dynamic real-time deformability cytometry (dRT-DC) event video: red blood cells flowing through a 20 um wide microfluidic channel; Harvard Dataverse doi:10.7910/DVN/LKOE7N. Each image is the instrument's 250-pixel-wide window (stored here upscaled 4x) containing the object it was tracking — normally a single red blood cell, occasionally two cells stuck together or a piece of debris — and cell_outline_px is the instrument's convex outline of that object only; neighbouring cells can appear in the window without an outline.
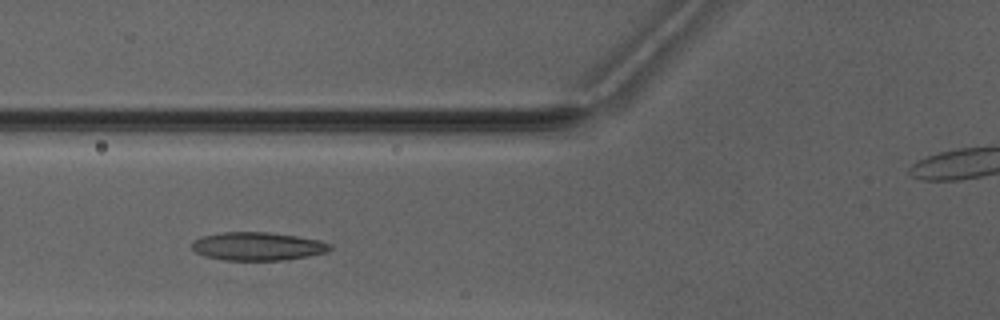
{"species": "Egyptian fruit bat (a non-hibernating species)", "species_latin": "Rousettus aegyptiacus", "temperature_condition": "warm", "stored_images_in_passage": 5, "camera_frame_rate_fps": 3000, "um_per_image_px": 0.085, "animal": {"sex": "male"}, "frame": {"image": 1, "passage_image": 3, "time_ms": 2.333, "image_size_px": [1000, 320], "cell_outline_px": [[332, 248], [328, 252], [308, 256], [284, 260], [224, 260], [204, 256], [196, 252], [192, 248], [192, 240], [200, 236], [224, 232], [268, 232], [296, 236], [320, 240], [332, 244]], "centroid_in_image_um": [21.9, 20.93], "position_along_channel_um": 103.9, "area_um2": 22.89}}
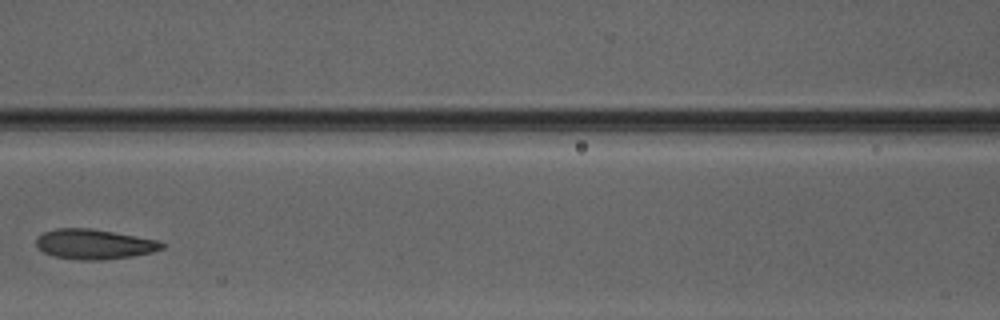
{"frame": {"image": 2, "passage_image": 4, "time_ms": 3.667, "image_size_px": [1000, 320], "cell_outline_px": [[168, 244], [164, 248], [152, 252], [132, 256], [104, 260], [80, 260], [52, 256], [36, 248], [36, 240], [44, 232], [56, 228], [92, 228], [160, 240]], "centroid_in_image_um": [8.04, 20.75], "position_along_channel_um": 158.6, "area_um2": 22.25}}
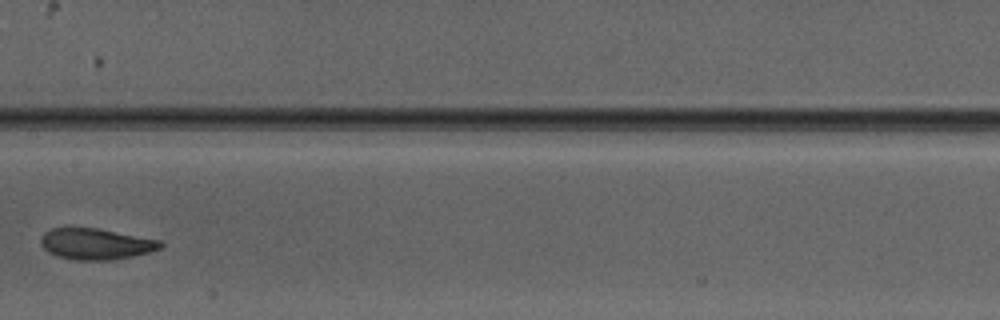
{"frame": {"image": 3, "passage_image": 5, "time_ms": 4.667, "image_size_px": [1000, 320], "cell_outline_px": [[164, 244], [160, 248], [152, 252], [132, 256], [108, 260], [72, 260], [56, 256], [48, 252], [40, 244], [40, 236], [44, 232], [52, 228], [100, 228], [160, 240]], "centroid_in_image_um": [8.14, 20.73], "position_along_channel_um": 199.3, "area_um2": 21.91}}